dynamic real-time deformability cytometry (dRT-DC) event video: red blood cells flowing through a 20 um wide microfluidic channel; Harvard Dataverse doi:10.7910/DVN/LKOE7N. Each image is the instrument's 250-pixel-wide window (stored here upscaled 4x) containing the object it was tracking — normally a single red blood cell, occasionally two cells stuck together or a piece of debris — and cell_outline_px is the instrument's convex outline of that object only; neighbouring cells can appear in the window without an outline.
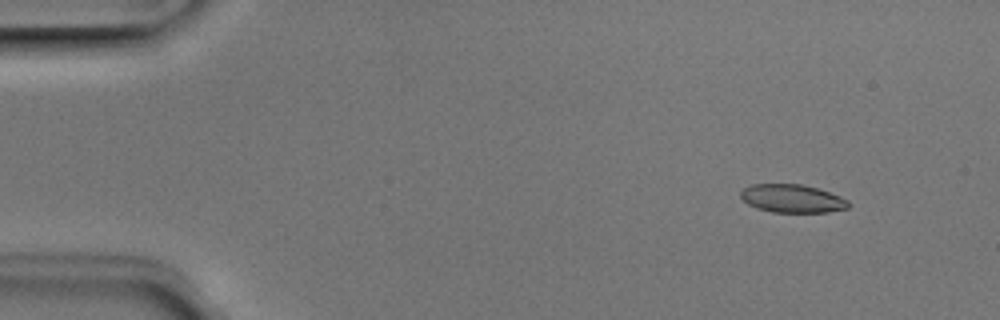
{"species": "Egyptian fruit bat (a non-hibernating species)", "species_latin": "Rousettus aegyptiacus", "temperature_condition": "room temperature", "stored_images_in_passage": 47, "camera_frame_rate_fps": 3000, "um_per_image_px": 0.085, "animal": {"sex": "male"}, "frame": {"image": 1, "passage_image": 1, "time_ms": 0.0, "image_size_px": [1000, 320], "cell_outline_px": [[848, 208], [828, 212], [772, 212], [756, 208], [748, 204], [740, 196], [740, 192], [744, 188], [752, 184], [800, 184], [816, 188], [840, 196], [848, 200]], "centroid_in_image_um": [67.31, 16.88], "position_along_channel_um": 17.7, "area_um2": 17.57}}
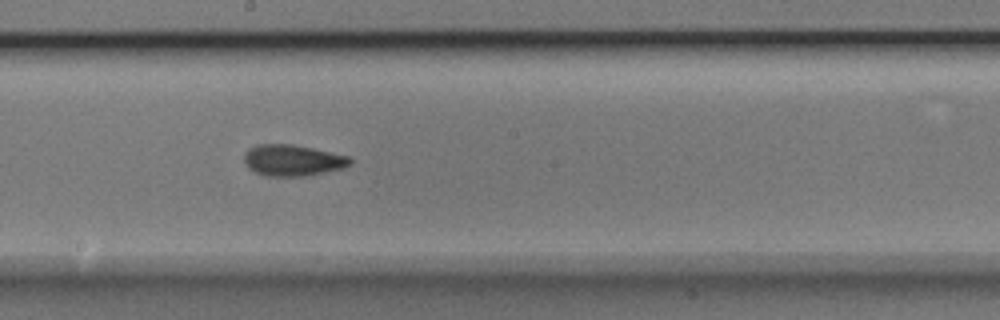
{"frame": {"image": 2, "passage_image": 24, "time_ms": 7.667, "image_size_px": [1000, 320], "cell_outline_px": [[352, 164], [344, 168], [304, 176], [268, 176], [256, 172], [248, 168], [244, 164], [244, 152], [248, 148], [256, 144], [292, 144], [312, 148], [348, 156], [352, 160]], "centroid_in_image_um": [24.84, 13.62], "position_along_channel_um": 223.4, "area_um2": 19.36}}
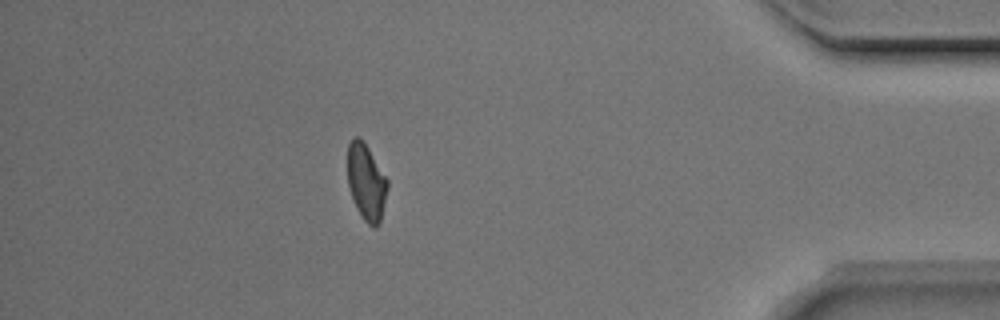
{"frame": {"image": 3, "passage_image": 41, "time_ms": 13.333, "image_size_px": [1000, 320], "cell_outline_px": [[388, 188], [380, 220], [372, 228], [364, 220], [356, 208], [348, 184], [348, 144], [352, 136], [356, 136], [368, 148], [388, 180]], "centroid_in_image_um": [31.12, 15.47], "position_along_channel_um": 404.1, "area_um2": 17.4}, "authors_computed_cell_mechanics": {"area_um2": 18.5538, "velocity_mm_per_s": 3.9701, "shape_relaxation_time_tau1_ms": 4.8861, "shape_relaxation_time_tau2_ms": 2.285, "deformation_change_tau1": 0.1221, "deformation_change_tau2": 0.0816}}